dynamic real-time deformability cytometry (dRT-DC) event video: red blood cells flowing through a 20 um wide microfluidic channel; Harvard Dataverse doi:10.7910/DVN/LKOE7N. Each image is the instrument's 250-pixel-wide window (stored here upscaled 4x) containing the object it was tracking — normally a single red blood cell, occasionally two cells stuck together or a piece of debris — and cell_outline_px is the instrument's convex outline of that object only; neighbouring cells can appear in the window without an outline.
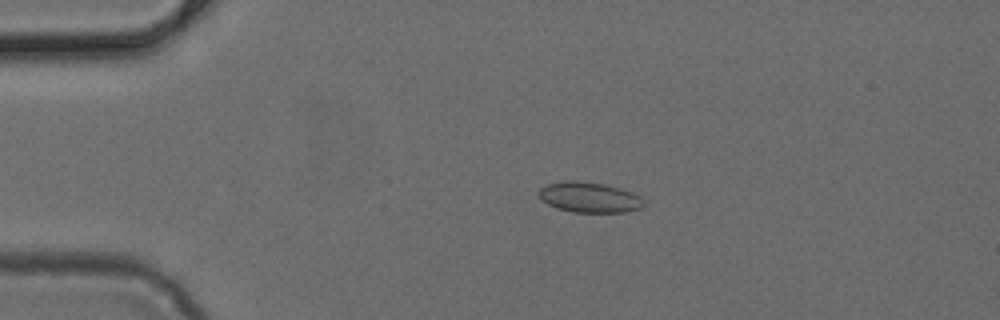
{"species": "common noctule bat (a hibernating species)", "species_latin": "Nyctalus noctula", "temperature_condition": "cold", "stored_images_in_passage": 2, "camera_frame_rate_fps": 3000, "um_per_image_px": 0.085, "animal": {"sex": "female", "body_mass_g": 24.6, "forearm_length_mm": 56.2}, "frame": {"image": 1, "passage_image": 1, "time_ms": 0.0, "image_size_px": [1000, 320], "cell_outline_px": [[644, 208], [624, 212], [572, 212], [556, 208], [548, 204], [536, 192], [540, 188], [548, 184], [564, 180], [576, 180], [604, 184], [620, 188], [632, 192], [640, 196], [644, 204]], "centroid_in_image_um": [50.1, 16.77], "position_along_channel_um": 34.9, "area_um2": 18.67}}